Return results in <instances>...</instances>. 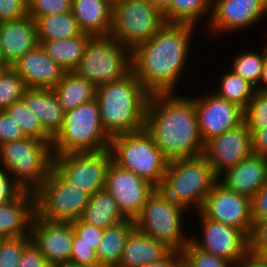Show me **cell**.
I'll return each instance as SVG.
<instances>
[{"label":"cell","mask_w":267,"mask_h":267,"mask_svg":"<svg viewBox=\"0 0 267 267\" xmlns=\"http://www.w3.org/2000/svg\"><path fill=\"white\" fill-rule=\"evenodd\" d=\"M5 111L19 124L26 137H32L41 141L51 142L52 138L44 131L40 120L28 110L22 100L14 102Z\"/></svg>","instance_id":"836d02e7"},{"label":"cell","mask_w":267,"mask_h":267,"mask_svg":"<svg viewBox=\"0 0 267 267\" xmlns=\"http://www.w3.org/2000/svg\"><path fill=\"white\" fill-rule=\"evenodd\" d=\"M34 192L36 214L51 222L79 220L90 197L84 189L66 181L54 168Z\"/></svg>","instance_id":"30bf717a"},{"label":"cell","mask_w":267,"mask_h":267,"mask_svg":"<svg viewBox=\"0 0 267 267\" xmlns=\"http://www.w3.org/2000/svg\"><path fill=\"white\" fill-rule=\"evenodd\" d=\"M263 50H264L265 56H267V45H266V47Z\"/></svg>","instance_id":"6125c7cd"},{"label":"cell","mask_w":267,"mask_h":267,"mask_svg":"<svg viewBox=\"0 0 267 267\" xmlns=\"http://www.w3.org/2000/svg\"><path fill=\"white\" fill-rule=\"evenodd\" d=\"M31 241V235L2 238L0 242V267H19L25 246Z\"/></svg>","instance_id":"f35d334b"},{"label":"cell","mask_w":267,"mask_h":267,"mask_svg":"<svg viewBox=\"0 0 267 267\" xmlns=\"http://www.w3.org/2000/svg\"><path fill=\"white\" fill-rule=\"evenodd\" d=\"M8 67L6 63H0V77Z\"/></svg>","instance_id":"6f0895ef"},{"label":"cell","mask_w":267,"mask_h":267,"mask_svg":"<svg viewBox=\"0 0 267 267\" xmlns=\"http://www.w3.org/2000/svg\"><path fill=\"white\" fill-rule=\"evenodd\" d=\"M180 254L187 260L191 267H234L228 260L203 251L189 241Z\"/></svg>","instance_id":"74e56055"},{"label":"cell","mask_w":267,"mask_h":267,"mask_svg":"<svg viewBox=\"0 0 267 267\" xmlns=\"http://www.w3.org/2000/svg\"><path fill=\"white\" fill-rule=\"evenodd\" d=\"M149 96L132 70L123 78L97 86L96 100L106 133L113 137L144 129Z\"/></svg>","instance_id":"3957f363"},{"label":"cell","mask_w":267,"mask_h":267,"mask_svg":"<svg viewBox=\"0 0 267 267\" xmlns=\"http://www.w3.org/2000/svg\"><path fill=\"white\" fill-rule=\"evenodd\" d=\"M28 16L36 20L47 15L71 12L72 0H27Z\"/></svg>","instance_id":"ab89813d"},{"label":"cell","mask_w":267,"mask_h":267,"mask_svg":"<svg viewBox=\"0 0 267 267\" xmlns=\"http://www.w3.org/2000/svg\"><path fill=\"white\" fill-rule=\"evenodd\" d=\"M219 84L220 89L214 92V94L219 98L239 105L243 109L246 108L256 91L252 84L236 75L232 70L221 77Z\"/></svg>","instance_id":"d6a6232c"},{"label":"cell","mask_w":267,"mask_h":267,"mask_svg":"<svg viewBox=\"0 0 267 267\" xmlns=\"http://www.w3.org/2000/svg\"><path fill=\"white\" fill-rule=\"evenodd\" d=\"M70 263L77 265L100 266L97 253L92 245L72 244Z\"/></svg>","instance_id":"f6af8a7d"},{"label":"cell","mask_w":267,"mask_h":267,"mask_svg":"<svg viewBox=\"0 0 267 267\" xmlns=\"http://www.w3.org/2000/svg\"><path fill=\"white\" fill-rule=\"evenodd\" d=\"M212 0H172L163 12L166 23L196 26L201 17L210 15Z\"/></svg>","instance_id":"1f68e13d"},{"label":"cell","mask_w":267,"mask_h":267,"mask_svg":"<svg viewBox=\"0 0 267 267\" xmlns=\"http://www.w3.org/2000/svg\"><path fill=\"white\" fill-rule=\"evenodd\" d=\"M71 12L82 32L93 36L110 34L113 4L109 0H72Z\"/></svg>","instance_id":"cb8c5ba5"},{"label":"cell","mask_w":267,"mask_h":267,"mask_svg":"<svg viewBox=\"0 0 267 267\" xmlns=\"http://www.w3.org/2000/svg\"><path fill=\"white\" fill-rule=\"evenodd\" d=\"M112 4H114L116 1H120V0H109Z\"/></svg>","instance_id":"be15d7a7"},{"label":"cell","mask_w":267,"mask_h":267,"mask_svg":"<svg viewBox=\"0 0 267 267\" xmlns=\"http://www.w3.org/2000/svg\"><path fill=\"white\" fill-rule=\"evenodd\" d=\"M252 153L251 133L243 122L238 127L207 140L204 143L202 156L212 166L214 174L219 177Z\"/></svg>","instance_id":"e0dca14e"},{"label":"cell","mask_w":267,"mask_h":267,"mask_svg":"<svg viewBox=\"0 0 267 267\" xmlns=\"http://www.w3.org/2000/svg\"><path fill=\"white\" fill-rule=\"evenodd\" d=\"M35 22L39 41L67 39L82 33L72 12L39 17Z\"/></svg>","instance_id":"4dcf8cb0"},{"label":"cell","mask_w":267,"mask_h":267,"mask_svg":"<svg viewBox=\"0 0 267 267\" xmlns=\"http://www.w3.org/2000/svg\"><path fill=\"white\" fill-rule=\"evenodd\" d=\"M0 63H5L4 62V57H3V54H2V51H1V44H0Z\"/></svg>","instance_id":"680465c9"},{"label":"cell","mask_w":267,"mask_h":267,"mask_svg":"<svg viewBox=\"0 0 267 267\" xmlns=\"http://www.w3.org/2000/svg\"><path fill=\"white\" fill-rule=\"evenodd\" d=\"M71 224L74 231L72 244L92 245V248L97 250L104 230L93 225L86 224L80 219L72 222Z\"/></svg>","instance_id":"60d3db41"},{"label":"cell","mask_w":267,"mask_h":267,"mask_svg":"<svg viewBox=\"0 0 267 267\" xmlns=\"http://www.w3.org/2000/svg\"><path fill=\"white\" fill-rule=\"evenodd\" d=\"M172 0H154V6L162 13L170 6Z\"/></svg>","instance_id":"11a10c76"},{"label":"cell","mask_w":267,"mask_h":267,"mask_svg":"<svg viewBox=\"0 0 267 267\" xmlns=\"http://www.w3.org/2000/svg\"><path fill=\"white\" fill-rule=\"evenodd\" d=\"M51 267H101V266L77 265V264L68 262V263L57 264Z\"/></svg>","instance_id":"9f6ffc18"},{"label":"cell","mask_w":267,"mask_h":267,"mask_svg":"<svg viewBox=\"0 0 267 267\" xmlns=\"http://www.w3.org/2000/svg\"><path fill=\"white\" fill-rule=\"evenodd\" d=\"M171 251L164 242L151 238L135 228L126 241L117 267H143L164 259Z\"/></svg>","instance_id":"d4e9b609"},{"label":"cell","mask_w":267,"mask_h":267,"mask_svg":"<svg viewBox=\"0 0 267 267\" xmlns=\"http://www.w3.org/2000/svg\"><path fill=\"white\" fill-rule=\"evenodd\" d=\"M178 95H150L146 107L145 129L169 161L199 157L204 151L194 100Z\"/></svg>","instance_id":"7a4b0ae2"},{"label":"cell","mask_w":267,"mask_h":267,"mask_svg":"<svg viewBox=\"0 0 267 267\" xmlns=\"http://www.w3.org/2000/svg\"><path fill=\"white\" fill-rule=\"evenodd\" d=\"M35 213L34 191L22 190L13 200L0 203V237L30 235Z\"/></svg>","instance_id":"603a6c76"},{"label":"cell","mask_w":267,"mask_h":267,"mask_svg":"<svg viewBox=\"0 0 267 267\" xmlns=\"http://www.w3.org/2000/svg\"><path fill=\"white\" fill-rule=\"evenodd\" d=\"M262 51L261 54L252 50L244 53L240 52L235 56L231 66V70L236 75L242 77L255 88L259 85L265 61V53L264 50Z\"/></svg>","instance_id":"e575fe53"},{"label":"cell","mask_w":267,"mask_h":267,"mask_svg":"<svg viewBox=\"0 0 267 267\" xmlns=\"http://www.w3.org/2000/svg\"><path fill=\"white\" fill-rule=\"evenodd\" d=\"M223 173L217 179L220 184L251 198L267 183V157L252 153Z\"/></svg>","instance_id":"44dd1931"},{"label":"cell","mask_w":267,"mask_h":267,"mask_svg":"<svg viewBox=\"0 0 267 267\" xmlns=\"http://www.w3.org/2000/svg\"><path fill=\"white\" fill-rule=\"evenodd\" d=\"M19 267H51V265L31 240L23 250Z\"/></svg>","instance_id":"bcb514c9"},{"label":"cell","mask_w":267,"mask_h":267,"mask_svg":"<svg viewBox=\"0 0 267 267\" xmlns=\"http://www.w3.org/2000/svg\"><path fill=\"white\" fill-rule=\"evenodd\" d=\"M250 206L253 224L267 218V183L250 198Z\"/></svg>","instance_id":"c3c4849f"},{"label":"cell","mask_w":267,"mask_h":267,"mask_svg":"<svg viewBox=\"0 0 267 267\" xmlns=\"http://www.w3.org/2000/svg\"><path fill=\"white\" fill-rule=\"evenodd\" d=\"M244 122L249 130L267 127V91L256 89L244 109Z\"/></svg>","instance_id":"8d00e7d4"},{"label":"cell","mask_w":267,"mask_h":267,"mask_svg":"<svg viewBox=\"0 0 267 267\" xmlns=\"http://www.w3.org/2000/svg\"><path fill=\"white\" fill-rule=\"evenodd\" d=\"M202 226L201 241L190 238L198 248L224 258L237 266L249 255V237L242 231L225 223L213 221L205 217L200 211Z\"/></svg>","instance_id":"5bb4252c"},{"label":"cell","mask_w":267,"mask_h":267,"mask_svg":"<svg viewBox=\"0 0 267 267\" xmlns=\"http://www.w3.org/2000/svg\"><path fill=\"white\" fill-rule=\"evenodd\" d=\"M0 44L4 62L11 66L40 44L35 20L26 16L0 23Z\"/></svg>","instance_id":"7402d4cb"},{"label":"cell","mask_w":267,"mask_h":267,"mask_svg":"<svg viewBox=\"0 0 267 267\" xmlns=\"http://www.w3.org/2000/svg\"><path fill=\"white\" fill-rule=\"evenodd\" d=\"M64 112L96 98L97 87L74 71L65 72L63 78L52 88Z\"/></svg>","instance_id":"f1b7e54d"},{"label":"cell","mask_w":267,"mask_h":267,"mask_svg":"<svg viewBox=\"0 0 267 267\" xmlns=\"http://www.w3.org/2000/svg\"><path fill=\"white\" fill-rule=\"evenodd\" d=\"M110 151L116 164L147 180L153 186L165 176L169 160L145 128L111 137Z\"/></svg>","instance_id":"52a82bcc"},{"label":"cell","mask_w":267,"mask_h":267,"mask_svg":"<svg viewBox=\"0 0 267 267\" xmlns=\"http://www.w3.org/2000/svg\"><path fill=\"white\" fill-rule=\"evenodd\" d=\"M260 257L267 262V250Z\"/></svg>","instance_id":"91938a15"},{"label":"cell","mask_w":267,"mask_h":267,"mask_svg":"<svg viewBox=\"0 0 267 267\" xmlns=\"http://www.w3.org/2000/svg\"><path fill=\"white\" fill-rule=\"evenodd\" d=\"M166 24L163 13L141 0H120L113 4L110 34L131 52L149 41Z\"/></svg>","instance_id":"9c48e42d"},{"label":"cell","mask_w":267,"mask_h":267,"mask_svg":"<svg viewBox=\"0 0 267 267\" xmlns=\"http://www.w3.org/2000/svg\"><path fill=\"white\" fill-rule=\"evenodd\" d=\"M200 212L207 218L225 223L251 235L250 197L228 190L218 181L206 196Z\"/></svg>","instance_id":"4fadbf2b"},{"label":"cell","mask_w":267,"mask_h":267,"mask_svg":"<svg viewBox=\"0 0 267 267\" xmlns=\"http://www.w3.org/2000/svg\"><path fill=\"white\" fill-rule=\"evenodd\" d=\"M73 234L71 223L47 221L36 213L31 222V240L51 266L70 262Z\"/></svg>","instance_id":"d6986e66"},{"label":"cell","mask_w":267,"mask_h":267,"mask_svg":"<svg viewBox=\"0 0 267 267\" xmlns=\"http://www.w3.org/2000/svg\"><path fill=\"white\" fill-rule=\"evenodd\" d=\"M11 67L21 76L27 88L52 89L66 72L40 44L26 52Z\"/></svg>","instance_id":"ffe728a7"},{"label":"cell","mask_w":267,"mask_h":267,"mask_svg":"<svg viewBox=\"0 0 267 267\" xmlns=\"http://www.w3.org/2000/svg\"><path fill=\"white\" fill-rule=\"evenodd\" d=\"M23 189L0 167V203L13 200Z\"/></svg>","instance_id":"7dc6e473"},{"label":"cell","mask_w":267,"mask_h":267,"mask_svg":"<svg viewBox=\"0 0 267 267\" xmlns=\"http://www.w3.org/2000/svg\"><path fill=\"white\" fill-rule=\"evenodd\" d=\"M131 70V51L106 35L90 39L74 72L97 87L123 78Z\"/></svg>","instance_id":"ba28073f"},{"label":"cell","mask_w":267,"mask_h":267,"mask_svg":"<svg viewBox=\"0 0 267 267\" xmlns=\"http://www.w3.org/2000/svg\"><path fill=\"white\" fill-rule=\"evenodd\" d=\"M183 213V209L166 203L154 191L134 219L135 228L151 238L164 242L172 250L181 252L190 241V238L184 237L186 235L183 232Z\"/></svg>","instance_id":"8fae6325"},{"label":"cell","mask_w":267,"mask_h":267,"mask_svg":"<svg viewBox=\"0 0 267 267\" xmlns=\"http://www.w3.org/2000/svg\"><path fill=\"white\" fill-rule=\"evenodd\" d=\"M110 143L96 98L64 112L61 128L51 140L53 154L98 151L110 148Z\"/></svg>","instance_id":"5b68a950"},{"label":"cell","mask_w":267,"mask_h":267,"mask_svg":"<svg viewBox=\"0 0 267 267\" xmlns=\"http://www.w3.org/2000/svg\"><path fill=\"white\" fill-rule=\"evenodd\" d=\"M267 13V0H212L209 33L239 31L258 24Z\"/></svg>","instance_id":"ac0fdd59"},{"label":"cell","mask_w":267,"mask_h":267,"mask_svg":"<svg viewBox=\"0 0 267 267\" xmlns=\"http://www.w3.org/2000/svg\"><path fill=\"white\" fill-rule=\"evenodd\" d=\"M236 267H267V262L261 257L249 254Z\"/></svg>","instance_id":"f907efd6"},{"label":"cell","mask_w":267,"mask_h":267,"mask_svg":"<svg viewBox=\"0 0 267 267\" xmlns=\"http://www.w3.org/2000/svg\"><path fill=\"white\" fill-rule=\"evenodd\" d=\"M170 267H191L187 260L180 254L171 264Z\"/></svg>","instance_id":"db71d44e"},{"label":"cell","mask_w":267,"mask_h":267,"mask_svg":"<svg viewBox=\"0 0 267 267\" xmlns=\"http://www.w3.org/2000/svg\"><path fill=\"white\" fill-rule=\"evenodd\" d=\"M26 138L18 123L5 110H0V145Z\"/></svg>","instance_id":"ee69618b"},{"label":"cell","mask_w":267,"mask_h":267,"mask_svg":"<svg viewBox=\"0 0 267 267\" xmlns=\"http://www.w3.org/2000/svg\"><path fill=\"white\" fill-rule=\"evenodd\" d=\"M180 255V252L172 250L164 259L143 267H170L172 262Z\"/></svg>","instance_id":"816d5d0a"},{"label":"cell","mask_w":267,"mask_h":267,"mask_svg":"<svg viewBox=\"0 0 267 267\" xmlns=\"http://www.w3.org/2000/svg\"><path fill=\"white\" fill-rule=\"evenodd\" d=\"M21 100L53 138L62 125L64 111L52 89L27 88Z\"/></svg>","instance_id":"484cf974"},{"label":"cell","mask_w":267,"mask_h":267,"mask_svg":"<svg viewBox=\"0 0 267 267\" xmlns=\"http://www.w3.org/2000/svg\"><path fill=\"white\" fill-rule=\"evenodd\" d=\"M249 131L251 133L252 152L267 157V127Z\"/></svg>","instance_id":"681fc988"},{"label":"cell","mask_w":267,"mask_h":267,"mask_svg":"<svg viewBox=\"0 0 267 267\" xmlns=\"http://www.w3.org/2000/svg\"><path fill=\"white\" fill-rule=\"evenodd\" d=\"M259 83H261V85L259 84V86L256 89L267 91V56H265V61L262 69V76Z\"/></svg>","instance_id":"f5cc1de1"},{"label":"cell","mask_w":267,"mask_h":267,"mask_svg":"<svg viewBox=\"0 0 267 267\" xmlns=\"http://www.w3.org/2000/svg\"><path fill=\"white\" fill-rule=\"evenodd\" d=\"M80 220L104 230L128 219L121 213L118 204L110 193L102 189L89 197Z\"/></svg>","instance_id":"4316f807"},{"label":"cell","mask_w":267,"mask_h":267,"mask_svg":"<svg viewBox=\"0 0 267 267\" xmlns=\"http://www.w3.org/2000/svg\"><path fill=\"white\" fill-rule=\"evenodd\" d=\"M267 250V218L257 220L253 224L249 236V254L260 257Z\"/></svg>","instance_id":"b9f144b4"},{"label":"cell","mask_w":267,"mask_h":267,"mask_svg":"<svg viewBox=\"0 0 267 267\" xmlns=\"http://www.w3.org/2000/svg\"><path fill=\"white\" fill-rule=\"evenodd\" d=\"M93 35L82 32L76 37L39 41L46 54L66 72L75 71Z\"/></svg>","instance_id":"83f0119b"},{"label":"cell","mask_w":267,"mask_h":267,"mask_svg":"<svg viewBox=\"0 0 267 267\" xmlns=\"http://www.w3.org/2000/svg\"><path fill=\"white\" fill-rule=\"evenodd\" d=\"M27 0H0V23L28 16Z\"/></svg>","instance_id":"7bdbcfd3"},{"label":"cell","mask_w":267,"mask_h":267,"mask_svg":"<svg viewBox=\"0 0 267 267\" xmlns=\"http://www.w3.org/2000/svg\"><path fill=\"white\" fill-rule=\"evenodd\" d=\"M26 89L24 80L9 66L0 77V110L21 100Z\"/></svg>","instance_id":"d590c367"},{"label":"cell","mask_w":267,"mask_h":267,"mask_svg":"<svg viewBox=\"0 0 267 267\" xmlns=\"http://www.w3.org/2000/svg\"><path fill=\"white\" fill-rule=\"evenodd\" d=\"M141 1H143V2H148V3H151V4L154 5V0H141Z\"/></svg>","instance_id":"94428289"},{"label":"cell","mask_w":267,"mask_h":267,"mask_svg":"<svg viewBox=\"0 0 267 267\" xmlns=\"http://www.w3.org/2000/svg\"><path fill=\"white\" fill-rule=\"evenodd\" d=\"M218 177L203 157L170 160L164 178L154 191L166 202L188 211L191 205L200 211Z\"/></svg>","instance_id":"277c9868"},{"label":"cell","mask_w":267,"mask_h":267,"mask_svg":"<svg viewBox=\"0 0 267 267\" xmlns=\"http://www.w3.org/2000/svg\"><path fill=\"white\" fill-rule=\"evenodd\" d=\"M192 98L197 113L199 133L204 143L244 122L242 107L219 98L213 92L208 93L207 96Z\"/></svg>","instance_id":"2e32d148"},{"label":"cell","mask_w":267,"mask_h":267,"mask_svg":"<svg viewBox=\"0 0 267 267\" xmlns=\"http://www.w3.org/2000/svg\"><path fill=\"white\" fill-rule=\"evenodd\" d=\"M51 142L32 137L0 145V162L13 180L23 189L35 191L53 168Z\"/></svg>","instance_id":"8992f818"},{"label":"cell","mask_w":267,"mask_h":267,"mask_svg":"<svg viewBox=\"0 0 267 267\" xmlns=\"http://www.w3.org/2000/svg\"><path fill=\"white\" fill-rule=\"evenodd\" d=\"M111 160L110 148L98 151L54 154L53 168L66 181L84 189L91 196L104 189Z\"/></svg>","instance_id":"7c38bea8"},{"label":"cell","mask_w":267,"mask_h":267,"mask_svg":"<svg viewBox=\"0 0 267 267\" xmlns=\"http://www.w3.org/2000/svg\"><path fill=\"white\" fill-rule=\"evenodd\" d=\"M104 189L114 198L121 213L134 220L154 192V186L133 172L120 167L113 160L109 165Z\"/></svg>","instance_id":"9a60e30c"},{"label":"cell","mask_w":267,"mask_h":267,"mask_svg":"<svg viewBox=\"0 0 267 267\" xmlns=\"http://www.w3.org/2000/svg\"><path fill=\"white\" fill-rule=\"evenodd\" d=\"M196 27L166 23L149 41L131 52L135 77L150 94L175 93L189 57L191 36Z\"/></svg>","instance_id":"6da1fadb"},{"label":"cell","mask_w":267,"mask_h":267,"mask_svg":"<svg viewBox=\"0 0 267 267\" xmlns=\"http://www.w3.org/2000/svg\"><path fill=\"white\" fill-rule=\"evenodd\" d=\"M134 229V220L130 219L104 229L100 244L96 250L98 263L101 267L118 266L126 241Z\"/></svg>","instance_id":"f546056e"}]
</instances>
